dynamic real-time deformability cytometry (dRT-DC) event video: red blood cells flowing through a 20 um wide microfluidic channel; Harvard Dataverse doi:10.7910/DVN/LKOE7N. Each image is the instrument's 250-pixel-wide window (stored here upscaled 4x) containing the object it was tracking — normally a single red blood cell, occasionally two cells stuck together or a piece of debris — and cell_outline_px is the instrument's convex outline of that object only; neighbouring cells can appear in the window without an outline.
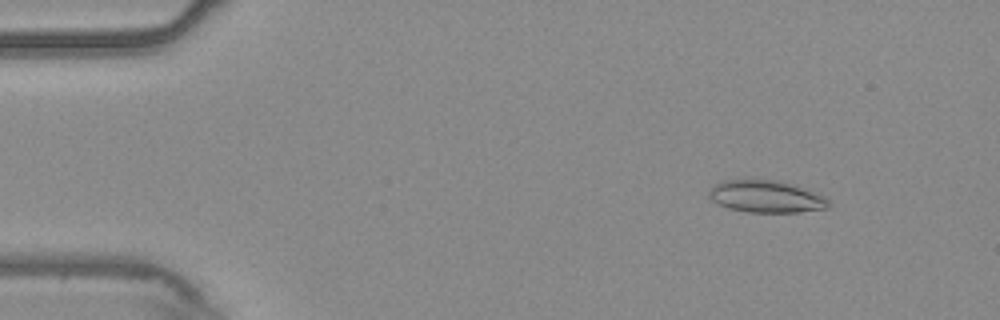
{"species": "common noctule bat (a hibernating species)", "species_latin": "Nyctalus noctula", "temperature_condition": "warm", "stored_images_in_passage": 55, "camera_frame_rate_fps": 3000, "um_per_image_px": 0.085, "animal": {"sex": "male", "body_mass_g": 20.4}, "frame": {"image": 1, "passage_image": 7, "time_ms": 2.0, "image_size_px": [1000, 320], "cell_outline_px": [[832, 204], [828, 208], [800, 212], [748, 212], [728, 208], [712, 200], [708, 196], [708, 192], [716, 184], [724, 180], [776, 180], [824, 196]], "centroid_in_image_um": [65.11, 16.72], "position_along_channel_um": 19.9, "area_um2": 21.96}}
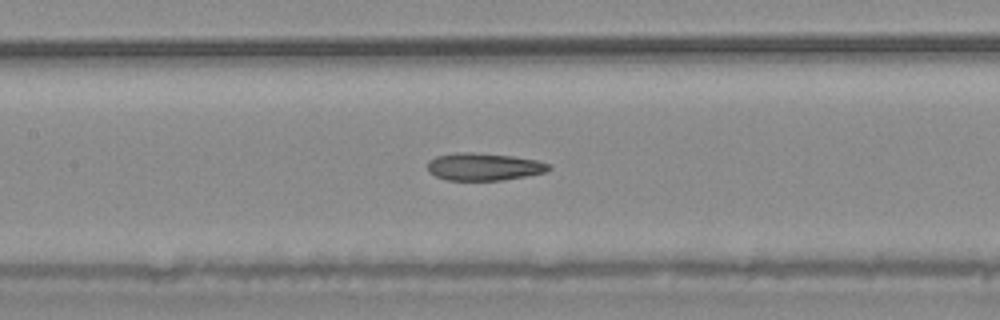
{"frame": {"image": 2, "passage_image": 26, "time_ms": 8.333, "image_size_px": [1000, 320], "cell_outline_px": [[552, 168], [548, 172], [500, 180], [444, 180], [428, 172], [428, 160], [436, 156], [456, 152], [472, 152], [512, 156], [536, 160], [552, 164]], "centroid_in_image_um": [41.13, 14.17], "position_along_channel_um": 166.3, "area_um2": 19.54}}
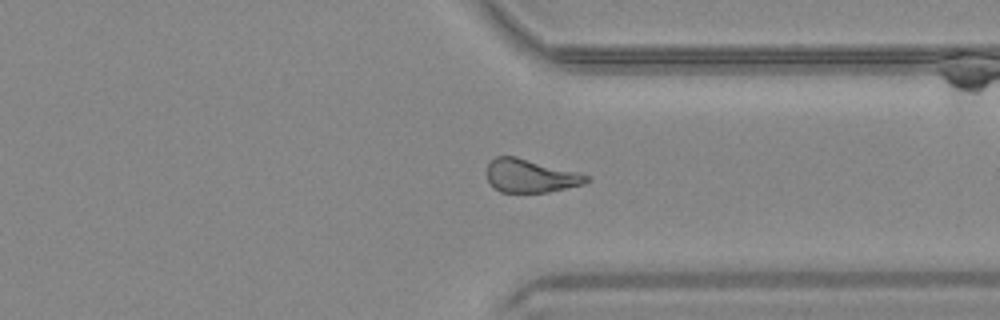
{"frame": {"image": 3, "passage_image": 42, "time_ms": 13.667, "image_size_px": [1000, 320], "cell_outline_px": [[588, 180], [584, 184], [548, 192], [500, 192], [488, 180], [484, 172], [488, 164], [496, 156], [516, 156], [576, 172], [588, 176]], "centroid_in_image_um": [45.03, 14.94], "position_along_channel_um": 366.4, "area_um2": 19.13}, "authors_computed_cell_mechanics": {"area_um2": 20.3456, "velocity_mm_per_s": 3.7576, "shape_relaxation_time_tau1_ms": null, "shape_relaxation_time_tau2_ms": 1.8195, "deformation_change_tau1": null, "deformation_change_tau2": 0.1017}}